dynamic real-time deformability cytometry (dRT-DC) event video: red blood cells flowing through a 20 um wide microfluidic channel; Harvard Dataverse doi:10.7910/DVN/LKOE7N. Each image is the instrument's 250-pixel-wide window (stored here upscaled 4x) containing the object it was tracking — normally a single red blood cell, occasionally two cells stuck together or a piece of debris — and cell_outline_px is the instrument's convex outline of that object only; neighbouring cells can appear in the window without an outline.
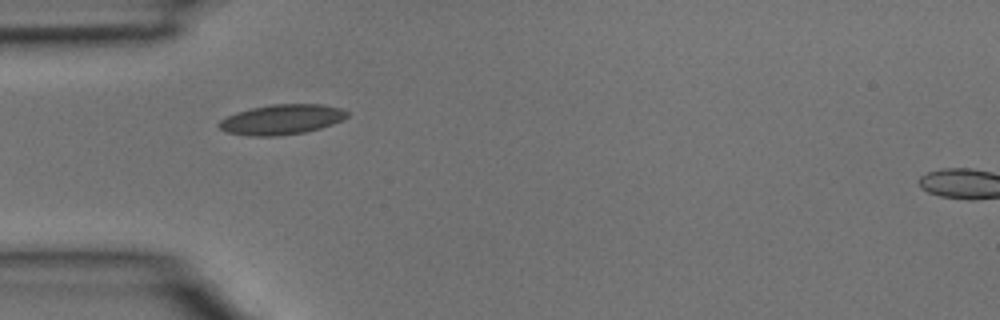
{"species": "common noctule bat (a hibernating species)", "species_latin": "Nyctalus noctula", "temperature_condition": "room temperature", "stored_images_in_passage": 2, "camera_frame_rate_fps": 3000, "um_per_image_px": 0.085, "animal": {"sex": "male", "body_mass_g": 15.6}, "frame": {"image": 1, "passage_image": 2, "time_ms": 0.333, "image_size_px": [1000, 320], "cell_outline_px": [[348, 116], [344, 120], [320, 128], [304, 132], [276, 136], [248, 136], [224, 132], [216, 124], [220, 120], [236, 112], [252, 108], [272, 104], [324, 104], [340, 108], [348, 112]], "centroid_in_image_um": [23.93, 10.16], "position_along_channel_um": 61.1, "area_um2": 22.54}}